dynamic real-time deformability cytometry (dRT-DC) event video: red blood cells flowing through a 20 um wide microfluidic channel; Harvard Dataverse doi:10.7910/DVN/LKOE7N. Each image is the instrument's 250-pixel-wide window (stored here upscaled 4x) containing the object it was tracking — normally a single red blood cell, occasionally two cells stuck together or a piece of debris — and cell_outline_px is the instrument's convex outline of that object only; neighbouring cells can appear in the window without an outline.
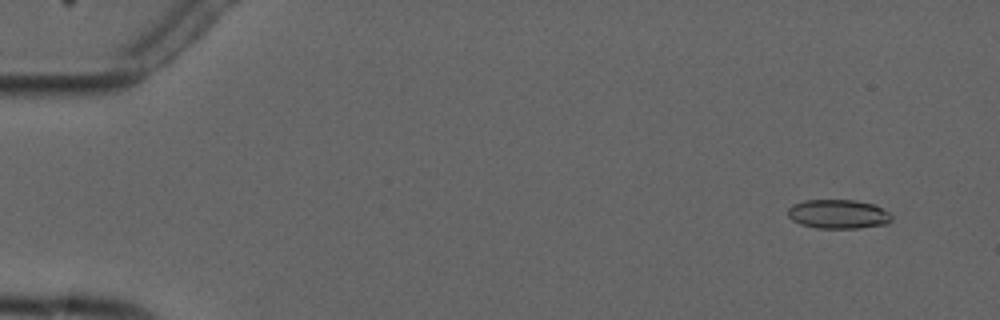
{"species": "common noctule bat (a hibernating species)", "species_latin": "Nyctalus noctula", "temperature_condition": "cold", "stored_images_in_passage": 5, "camera_frame_rate_fps": 3000, "um_per_image_px": 0.085, "animal": {"sex": "male", "forearm_length_mm": 52.5}, "frame": {"image": 1, "passage_image": 2, "time_ms": 1.0, "image_size_px": [1000, 320], "cell_outline_px": [[892, 220], [888, 224], [860, 228], [816, 228], [800, 224], [792, 220], [788, 216], [788, 208], [792, 204], [804, 200], [856, 200], [872, 204], [888, 212], [892, 216]], "centroid_in_image_um": [71.23, 18.2], "position_along_channel_um": 13.8, "area_um2": 17.69}}
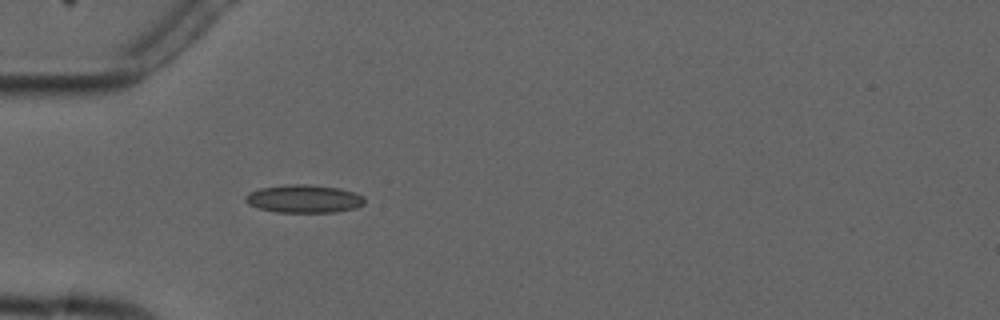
{"frame": {"image": 2, "passage_image": 5, "time_ms": 5.333, "image_size_px": [1000, 320], "cell_outline_px": [[364, 204], [356, 208], [336, 212], [276, 212], [260, 208], [248, 204], [244, 200], [244, 196], [248, 192], [260, 188], [288, 184], [308, 184], [340, 188], [356, 192], [364, 196]], "centroid_in_image_um": [25.85, 16.89], "position_along_channel_um": 59.2, "area_um2": 19.65}}